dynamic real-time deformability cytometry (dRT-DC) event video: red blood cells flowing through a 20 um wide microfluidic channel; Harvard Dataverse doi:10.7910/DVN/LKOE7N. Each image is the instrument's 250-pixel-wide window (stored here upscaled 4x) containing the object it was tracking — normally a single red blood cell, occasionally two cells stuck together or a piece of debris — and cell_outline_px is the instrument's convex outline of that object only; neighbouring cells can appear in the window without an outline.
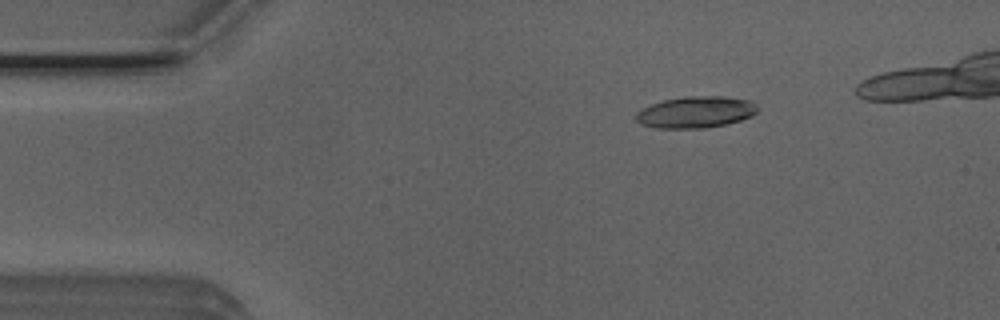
{"species": "Egyptian fruit bat (a non-hibernating species)", "species_latin": "Rousettus aegyptiacus", "temperature_condition": "room temperature", "stored_images_in_passage": 5, "camera_frame_rate_fps": 3000, "um_per_image_px": 0.085, "animal": {"sex": "male"}, "frame": {"image": 1, "passage_image": 2, "time_ms": 0.333, "image_size_px": [1000, 320], "cell_outline_px": [[756, 112], [752, 116], [740, 120], [724, 124], [704, 128], [656, 128], [640, 124], [636, 120], [636, 112], [652, 104], [664, 100], [684, 96], [728, 96], [752, 100], [756, 104]], "centroid_in_image_um": [59.15, 9.52], "position_along_channel_um": 25.9, "area_um2": 22.37}}